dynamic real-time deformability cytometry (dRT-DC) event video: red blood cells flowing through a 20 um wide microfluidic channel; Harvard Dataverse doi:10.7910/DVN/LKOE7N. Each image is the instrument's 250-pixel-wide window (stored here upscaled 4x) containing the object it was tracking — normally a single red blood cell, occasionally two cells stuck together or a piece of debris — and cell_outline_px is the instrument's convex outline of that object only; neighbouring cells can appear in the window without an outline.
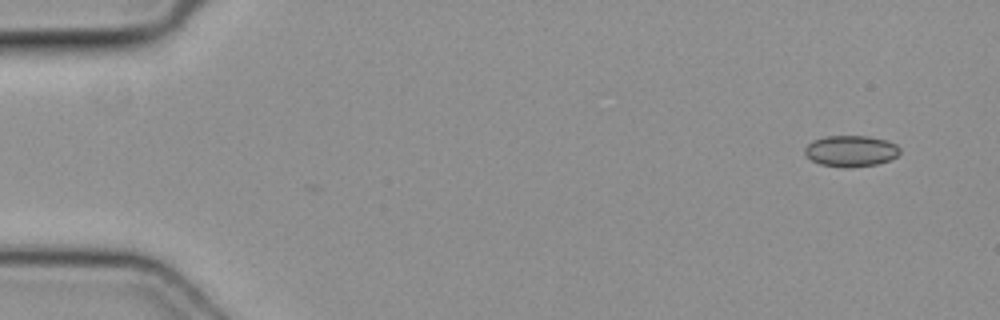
{"species": "common noctule bat (a hibernating species)", "species_latin": "Nyctalus noctula", "temperature_condition": "cold", "stored_images_in_passage": 2, "camera_frame_rate_fps": 3000, "um_per_image_px": 0.085, "animal": {"sex": "female", "body_mass_g": 19.3, "forearm_length_mm": 54.1}, "frame": {"image": 1, "passage_image": 1, "time_ms": 0.0, "image_size_px": [1000, 320], "cell_outline_px": [[900, 152], [896, 156], [888, 160], [876, 164], [848, 168], [820, 164], [812, 160], [804, 152], [804, 148], [812, 140], [824, 136], [868, 136], [888, 140], [896, 144], [900, 148]], "centroid_in_image_um": [72.32, 12.82], "position_along_channel_um": 12.7, "area_um2": 17.28}}